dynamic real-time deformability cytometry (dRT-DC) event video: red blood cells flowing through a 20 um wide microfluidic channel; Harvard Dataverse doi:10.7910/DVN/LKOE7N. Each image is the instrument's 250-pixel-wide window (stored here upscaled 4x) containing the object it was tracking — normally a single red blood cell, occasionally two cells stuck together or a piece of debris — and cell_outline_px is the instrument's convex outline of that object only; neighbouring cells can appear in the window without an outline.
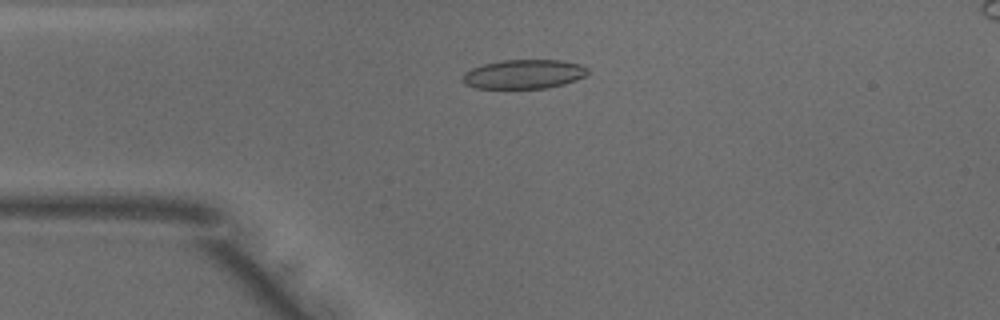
{"species": "common noctule bat (a hibernating species)", "species_latin": "Nyctalus noctula", "temperature_condition": "warm", "stored_images_in_passage": 41, "camera_frame_rate_fps": 3000, "um_per_image_px": 0.085, "animal": {"sex": "male", "body_mass_g": 18.8}, "frame": {"image": 1, "passage_image": 11, "time_ms": 3.333, "image_size_px": [1000, 320], "cell_outline_px": [[588, 72], [584, 76], [576, 80], [564, 84], [544, 88], [476, 88], [464, 84], [460, 80], [460, 76], [464, 72], [472, 68], [484, 64], [504, 60], [560, 60], [580, 64], [588, 68]], "centroid_in_image_um": [44.48, 6.3], "position_along_channel_um": 40.5, "area_um2": 21.33}}
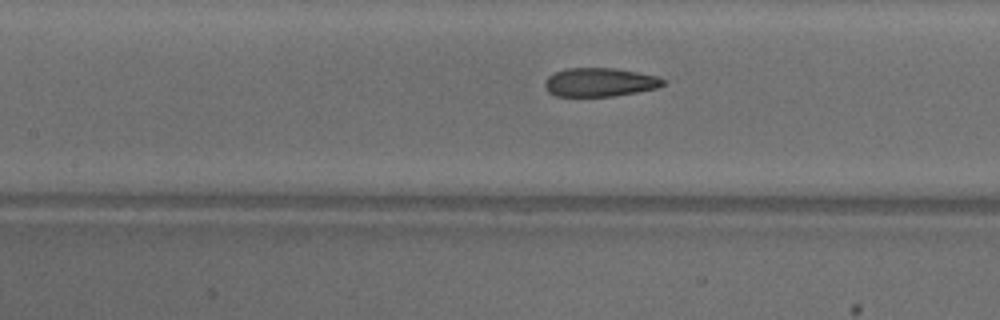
{"frame": {"image": 2, "passage_image": 21, "time_ms": 6.667, "image_size_px": [1000, 320], "cell_outline_px": [[664, 84], [660, 88], [612, 96], [556, 96], [548, 92], [544, 88], [544, 80], [548, 76], [556, 72], [568, 68], [612, 68], [636, 72], [656, 76], [664, 80]], "centroid_in_image_um": [50.94, 7.0], "position_along_channel_um": 156.5, "area_um2": 19.71}}
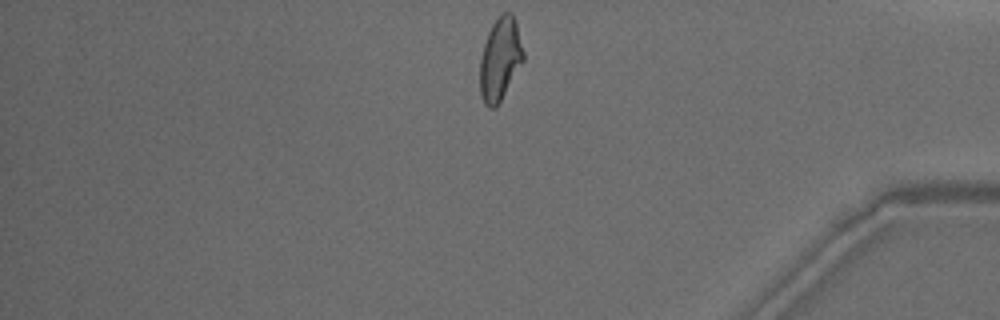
{"frame": {"image": 3, "passage_image": 41, "time_ms": 13.333, "image_size_px": [1000, 320], "cell_outline_px": [[524, 60], [496, 108], [488, 108], [484, 104], [480, 96], [480, 56], [488, 32], [492, 24], [504, 12], [512, 12], [516, 20], [524, 52]], "centroid_in_image_um": [42.51, 5.03], "position_along_channel_um": 392.7, "area_um2": 21.04}, "authors_computed_cell_mechanics": {"area_um2": 21.0392, "velocity_mm_per_s": 4.0126, "shape_relaxation_time_tau1_ms": null, "shape_relaxation_time_tau2_ms": 1.2872, "deformation_change_tau1": null, "deformation_change_tau2": 0.0822}}